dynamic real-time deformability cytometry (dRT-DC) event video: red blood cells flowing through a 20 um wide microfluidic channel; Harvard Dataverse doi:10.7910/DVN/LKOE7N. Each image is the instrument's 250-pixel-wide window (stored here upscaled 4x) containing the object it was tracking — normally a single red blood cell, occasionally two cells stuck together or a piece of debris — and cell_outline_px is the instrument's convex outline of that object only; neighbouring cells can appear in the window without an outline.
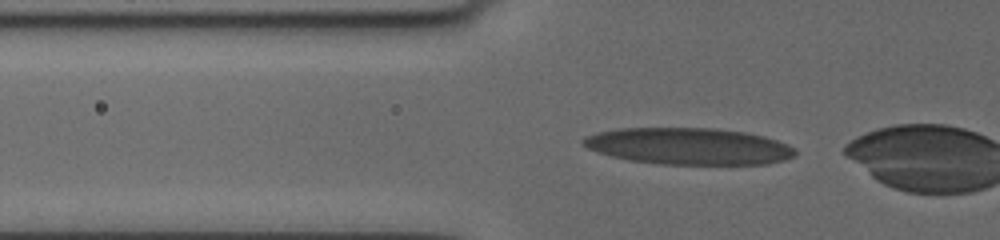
{"species": "human", "species_latin": "Homo sapiens", "temperature_condition": "cold", "stored_images_in_passage": 6, "camera_frame_rate_fps": 3000, "um_per_image_px": 0.085, "donor": {"sex": "female"}, "frame": {"image": 1, "passage_image": 3, "time_ms": 0.667, "image_size_px": [1000, 240], "cell_outline_px": [[796, 156], [784, 160], [768, 164], [660, 164], [628, 160], [612, 156], [588, 148], [580, 144], [580, 140], [584, 136], [596, 132], [620, 128], [712, 128], [744, 132], [764, 136], [788, 144], [796, 148]], "centroid_in_image_um": [58.53, 12.43], "position_along_channel_um": 67.3, "area_um2": 45.55}}